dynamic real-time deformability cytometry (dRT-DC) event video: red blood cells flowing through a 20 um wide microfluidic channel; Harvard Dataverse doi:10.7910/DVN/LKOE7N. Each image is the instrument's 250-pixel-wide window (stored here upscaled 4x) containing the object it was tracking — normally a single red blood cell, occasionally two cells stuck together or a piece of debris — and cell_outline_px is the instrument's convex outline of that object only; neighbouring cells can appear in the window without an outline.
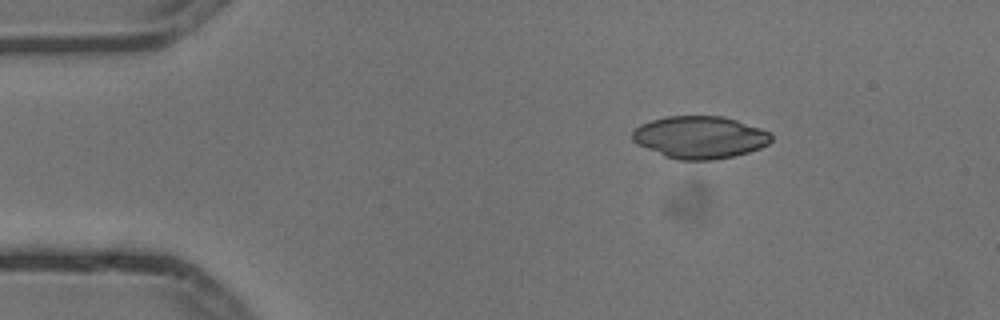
{"species": "common noctule bat (a hibernating species)", "species_latin": "Nyctalus noctula", "temperature_condition": "cold", "stored_images_in_passage": 3, "camera_frame_rate_fps": 3000, "um_per_image_px": 0.085, "animal": {"sex": "male", "body_mass_g": 13.3}, "frame": {"image": 1, "passage_image": 1, "time_ms": 0.0, "image_size_px": [1000, 320], "cell_outline_px": [[772, 140], [768, 144], [760, 148], [748, 152], [732, 156], [712, 160], [676, 160], [664, 156], [636, 144], [632, 140], [632, 132], [640, 124], [652, 120], [668, 116], [724, 116], [760, 128], [768, 132], [772, 136]], "centroid_in_image_um": [59.46, 11.67], "position_along_channel_um": 25.5, "area_um2": 34.28}}